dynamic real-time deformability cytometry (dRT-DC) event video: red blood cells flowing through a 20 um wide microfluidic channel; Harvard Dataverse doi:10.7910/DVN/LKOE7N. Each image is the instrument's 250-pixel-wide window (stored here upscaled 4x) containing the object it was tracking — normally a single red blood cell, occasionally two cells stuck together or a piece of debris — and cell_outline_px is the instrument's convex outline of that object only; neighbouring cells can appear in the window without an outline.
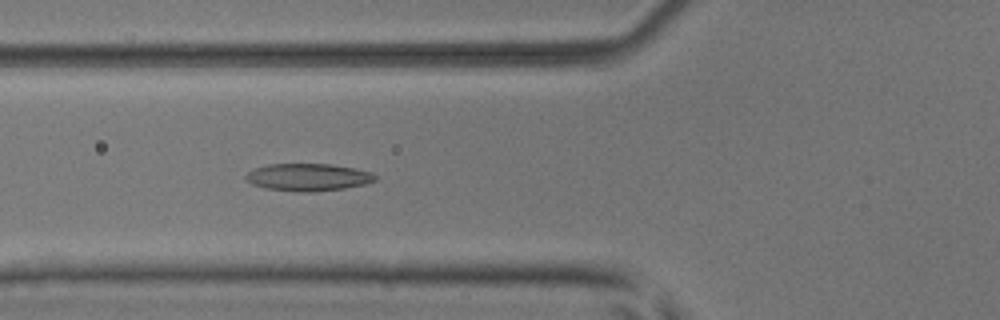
{"species": "common noctule bat (a hibernating species)", "species_latin": "Nyctalus noctula", "temperature_condition": "room temperature", "stored_images_in_passage": 53, "camera_frame_rate_fps": 3000, "um_per_image_px": 0.085, "animal": {"sex": "male", "body_mass_g": 17.9, "forearm_length_mm": 54.2}, "frame": {"image": 1, "passage_image": 20, "time_ms": 6.333, "image_size_px": [1000, 320], "cell_outline_px": [[376, 180], [364, 184], [344, 188], [308, 192], [300, 192], [264, 188], [252, 184], [244, 176], [252, 168], [268, 164], [332, 164], [372, 172], [376, 176]], "centroid_in_image_um": [26.15, 15.05], "position_along_channel_um": 99.6, "area_um2": 20.58}}
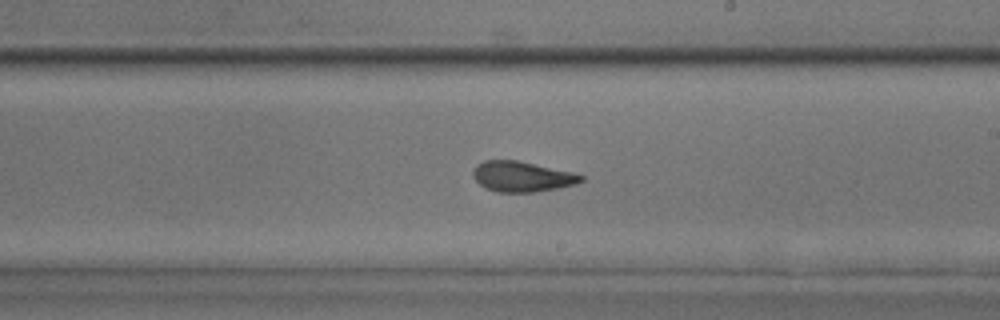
{"frame": {"image": 2, "passage_image": 31, "time_ms": 10.0, "image_size_px": [1000, 320], "cell_outline_px": [[584, 180], [576, 184], [556, 188], [532, 192], [496, 192], [484, 188], [472, 176], [472, 172], [476, 164], [484, 160], [516, 160], [572, 172], [584, 176]], "centroid_in_image_um": [44.33, 15.01], "position_along_channel_um": 244.7, "area_um2": 19.07}}
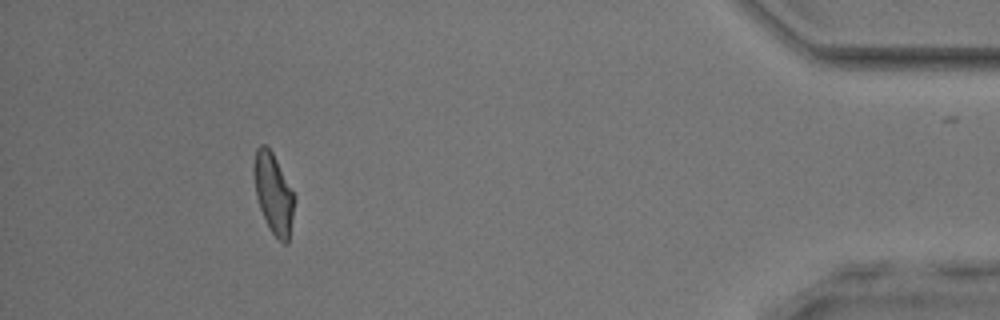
{"frame": {"image": 3, "passage_image": 48, "time_ms": 15.667, "image_size_px": [1000, 320], "cell_outline_px": [[296, 196], [288, 244], [284, 244], [272, 232], [260, 208], [256, 196], [252, 172], [252, 164], [256, 148], [260, 144], [264, 144], [272, 152]], "centroid_in_image_um": [23.23, 16.4], "position_along_channel_um": 412.0, "area_um2": 19.02}, "authors_computed_cell_mechanics": {"area_um2": 19.8832, "velocity_mm_per_s": 3.9675, "shape_relaxation_time_tau1_ms": 4.2687, "shape_relaxation_time_tau2_ms": 1.6797, "deformation_change_tau1": 0.1416, "deformation_change_tau2": 0.0883}}